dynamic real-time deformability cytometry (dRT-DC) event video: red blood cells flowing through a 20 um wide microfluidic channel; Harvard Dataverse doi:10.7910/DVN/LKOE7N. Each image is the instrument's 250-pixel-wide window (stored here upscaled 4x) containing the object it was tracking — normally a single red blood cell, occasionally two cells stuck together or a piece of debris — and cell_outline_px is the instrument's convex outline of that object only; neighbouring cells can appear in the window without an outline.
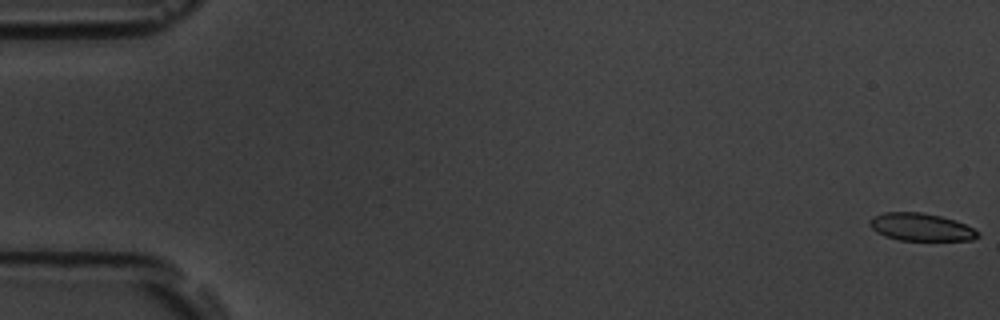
{"species": "common noctule bat (a hibernating species)", "species_latin": "Nyctalus noctula", "temperature_condition": "room temperature", "stored_images_in_passage": 56, "camera_frame_rate_fps": 3000, "um_per_image_px": 0.085, "animal": {"sex": "male", "body_mass_g": 19.5, "forearm_length_mm": 54.6}, "frame": {"image": 1, "passage_image": 1, "time_ms": 0.0, "image_size_px": [1000, 320], "cell_outline_px": [[980, 236], [972, 240], [900, 240], [884, 236], [876, 232], [868, 224], [868, 220], [872, 216], [884, 212], [920, 212], [940, 216], [956, 220], [980, 232]], "centroid_in_image_um": [78.25, 19.3], "position_along_channel_um": 6.7, "area_um2": 17.51}}
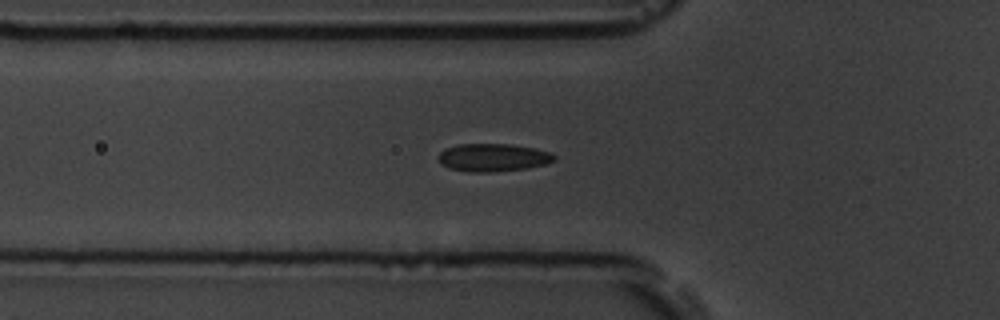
{"frame": {"image": 2, "passage_image": 20, "time_ms": 6.333, "image_size_px": [1000, 320], "cell_outline_px": [[556, 160], [544, 164], [528, 168], [492, 172], [468, 172], [448, 168], [440, 164], [440, 152], [448, 148], [460, 144], [508, 144], [532, 148], [548, 152], [556, 156]], "centroid_in_image_um": [41.9, 13.4], "position_along_channel_um": 83.9, "area_um2": 18.61}}
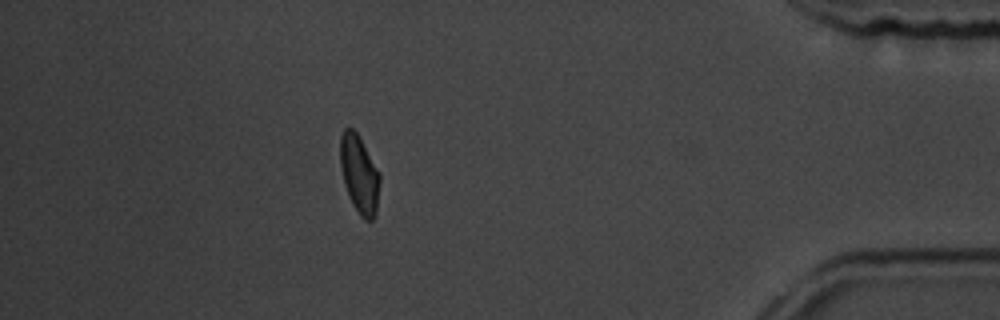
{"frame": {"image": 3, "passage_image": 50, "time_ms": 16.333, "image_size_px": [1000, 320], "cell_outline_px": [[380, 180], [376, 216], [372, 220], [364, 220], [360, 216], [352, 204], [348, 196], [344, 184], [340, 168], [340, 136], [344, 128], [352, 128], [356, 132], [380, 172]], "centroid_in_image_um": [30.54, 14.84], "position_along_channel_um": 404.7, "area_um2": 18.21}, "authors_computed_cell_mechanics": {"area_um2": 18.4093, "velocity_mm_per_s": 3.6736, "shape_relaxation_time_tau1_ms": 4.7211, "shape_relaxation_time_tau2_ms": 0.9339, "deformation_change_tau1": 0.1065, "deformation_change_tau2": 0.0384}}